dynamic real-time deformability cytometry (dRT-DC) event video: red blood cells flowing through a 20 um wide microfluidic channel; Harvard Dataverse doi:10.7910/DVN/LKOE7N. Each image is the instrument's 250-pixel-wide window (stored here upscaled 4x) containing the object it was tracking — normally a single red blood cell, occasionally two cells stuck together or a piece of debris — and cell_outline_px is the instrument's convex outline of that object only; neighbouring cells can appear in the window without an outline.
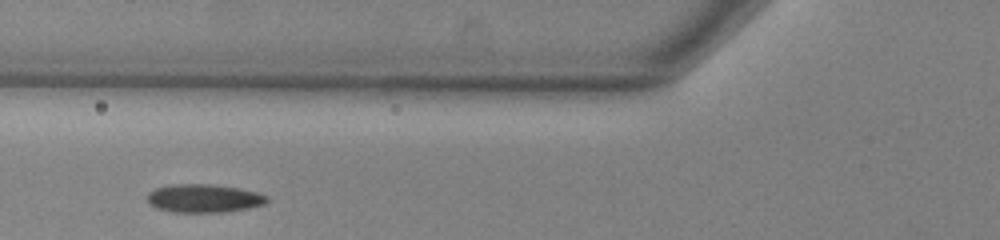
{"species": "common noctule bat (a hibernating species)", "species_latin": "Nyctalus noctula", "temperature_condition": "warm", "stored_images_in_passage": 27, "camera_frame_rate_fps": 3000, "um_per_image_px": 0.085, "animal": {"sex": "male", "body_mass_g": 13.0, "forearm_length_mm": 53.1}, "frame": {"image": 1, "passage_image": 4, "time_ms": 1.0, "image_size_px": [1000, 240], "cell_outline_px": [[268, 200], [264, 204], [248, 208], [224, 212], [172, 212], [156, 208], [148, 204], [148, 192], [156, 188], [172, 184], [212, 184], [236, 188], [256, 192], [268, 196]], "centroid_in_image_um": [17.3, 16.86], "position_along_channel_um": 108.5, "area_um2": 19.71}}
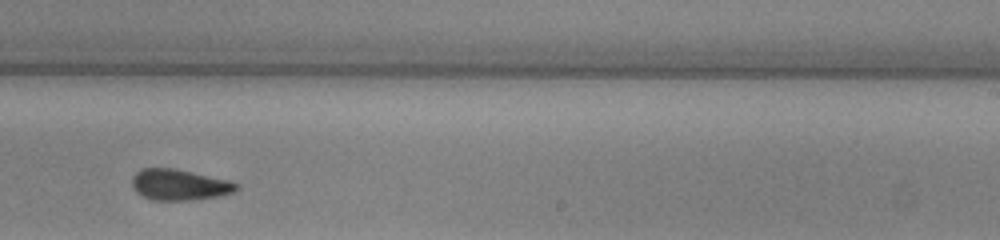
{"frame": {"image": 2, "passage_image": 17, "time_ms": 5.333, "image_size_px": [1000, 240], "cell_outline_px": [[240, 188], [236, 192], [216, 196], [192, 200], [152, 200], [136, 192], [132, 188], [132, 176], [136, 172], [144, 168], [176, 168], [228, 180], [236, 184]], "centroid_in_image_um": [15.23, 15.7], "position_along_channel_um": 273.8, "area_um2": 18.84}}
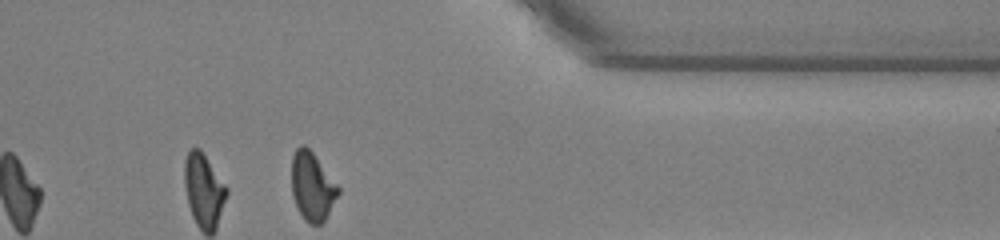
{"frame": {"image": 3, "passage_image": 27, "time_ms": 8.667, "image_size_px": [1000, 240], "cell_outline_px": [[340, 192], [324, 220], [320, 224], [308, 224], [304, 220], [296, 204], [292, 192], [292, 156], [296, 148], [300, 144], [304, 144], [312, 152], [340, 188]], "centroid_in_image_um": [26.53, 15.83], "position_along_channel_um": 384.9, "area_um2": 18.32}}